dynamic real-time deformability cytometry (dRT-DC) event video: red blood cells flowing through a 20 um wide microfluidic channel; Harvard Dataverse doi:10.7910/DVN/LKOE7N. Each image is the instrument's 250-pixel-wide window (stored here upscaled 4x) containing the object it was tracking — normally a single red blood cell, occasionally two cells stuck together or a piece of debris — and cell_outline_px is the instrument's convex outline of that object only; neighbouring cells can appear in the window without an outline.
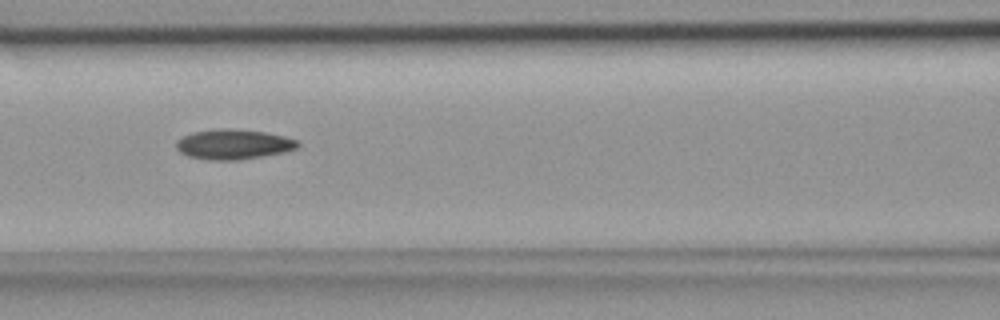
{"species": "common noctule bat (a hibernating species)", "species_latin": "Nyctalus noctula", "temperature_condition": "room temperature", "stored_images_in_passage": 6, "camera_frame_rate_fps": 3000, "um_per_image_px": 0.085, "animal": {"sex": "female", "body_mass_g": 18.4}, "frame": {"image": 1, "passage_image": 6, "time_ms": 1.667, "image_size_px": [1000, 320], "cell_outline_px": [[300, 144], [296, 148], [284, 152], [236, 160], [208, 160], [188, 156], [180, 152], [176, 148], [176, 140], [192, 132], [220, 128], [228, 128], [264, 132], [284, 136], [300, 140]], "centroid_in_image_um": [19.83, 12.26], "position_along_channel_um": 146.8, "area_um2": 21.21}}